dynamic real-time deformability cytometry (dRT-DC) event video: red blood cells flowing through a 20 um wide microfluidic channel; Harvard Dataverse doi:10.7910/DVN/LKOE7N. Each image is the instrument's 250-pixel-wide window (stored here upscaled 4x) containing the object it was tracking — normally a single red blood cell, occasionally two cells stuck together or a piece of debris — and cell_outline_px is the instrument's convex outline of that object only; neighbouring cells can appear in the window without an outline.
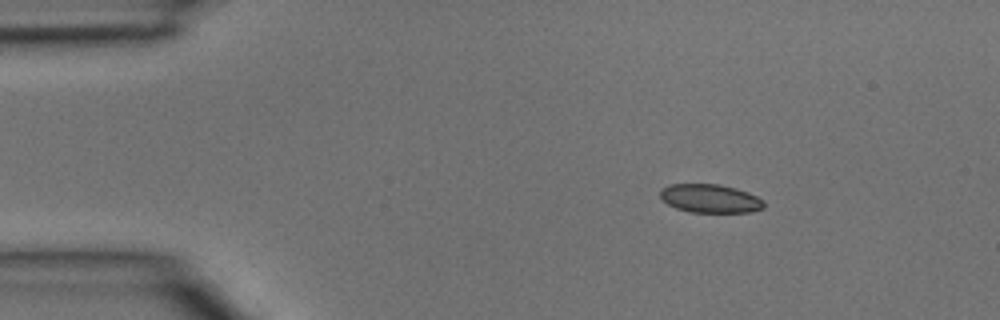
{"species": "common noctule bat (a hibernating species)", "species_latin": "Nyctalus noctula", "temperature_condition": "room temperature", "stored_images_in_passage": 2, "camera_frame_rate_fps": 3000, "um_per_image_px": 0.085, "animal": {"sex": "male", "body_mass_g": 15.6}, "frame": {"image": 1, "passage_image": 1, "time_ms": 0.0, "image_size_px": [1000, 320], "cell_outline_px": [[764, 208], [748, 212], [688, 212], [676, 208], [668, 204], [660, 196], [660, 192], [668, 184], [720, 184], [736, 188], [748, 192], [764, 200]], "centroid_in_image_um": [60.38, 16.87], "position_along_channel_um": 24.6, "area_um2": 17.22}}